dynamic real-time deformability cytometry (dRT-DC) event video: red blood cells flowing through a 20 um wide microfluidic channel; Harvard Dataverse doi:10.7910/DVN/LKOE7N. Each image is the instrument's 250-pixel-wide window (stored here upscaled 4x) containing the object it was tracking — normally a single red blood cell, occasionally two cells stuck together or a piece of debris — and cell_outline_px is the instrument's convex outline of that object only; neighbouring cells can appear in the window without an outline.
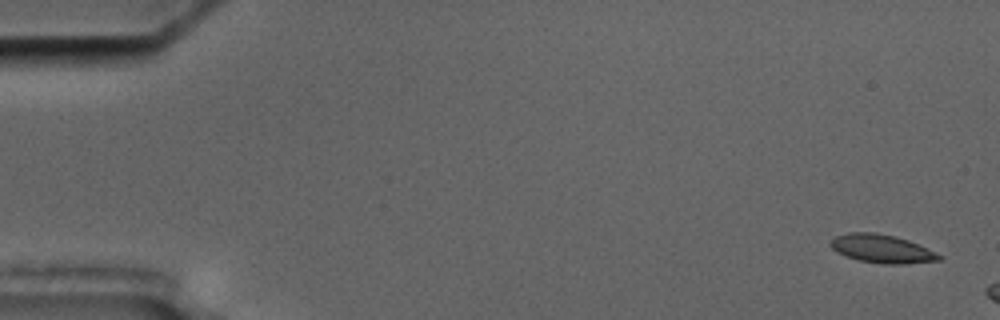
{"species": "common noctule bat (a hibernating species)", "species_latin": "Nyctalus noctula", "temperature_condition": "cold", "stored_images_in_passage": 5, "camera_frame_rate_fps": 3000, "um_per_image_px": 0.085, "animal": {"sex": "male", "body_mass_g": 17.5, "forearm_length_mm": 52.3}, "frame": {"image": 1, "passage_image": 1, "time_ms": 0.0, "image_size_px": [1000, 320], "cell_outline_px": [[944, 256], [940, 260], [904, 264], [884, 264], [860, 260], [836, 252], [828, 244], [836, 236], [848, 232], [876, 232], [896, 236], [908, 240]], "centroid_in_image_um": [74.95, 21.13], "position_along_channel_um": 10.0, "area_um2": 17.86}}
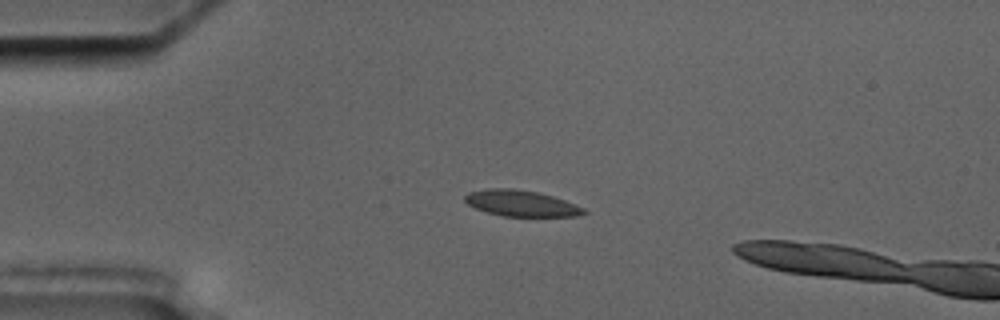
{"frame": {"image": 2, "passage_image": 4, "time_ms": 4.0, "image_size_px": [1000, 320], "cell_outline_px": [[588, 212], [576, 216], [504, 216], [488, 212], [476, 208], [468, 204], [464, 200], [464, 196], [468, 192], [488, 188], [512, 188], [540, 192], [564, 200], [584, 208]], "centroid_in_image_um": [44.28, 17.27], "position_along_channel_um": 40.7, "area_um2": 17.98}}